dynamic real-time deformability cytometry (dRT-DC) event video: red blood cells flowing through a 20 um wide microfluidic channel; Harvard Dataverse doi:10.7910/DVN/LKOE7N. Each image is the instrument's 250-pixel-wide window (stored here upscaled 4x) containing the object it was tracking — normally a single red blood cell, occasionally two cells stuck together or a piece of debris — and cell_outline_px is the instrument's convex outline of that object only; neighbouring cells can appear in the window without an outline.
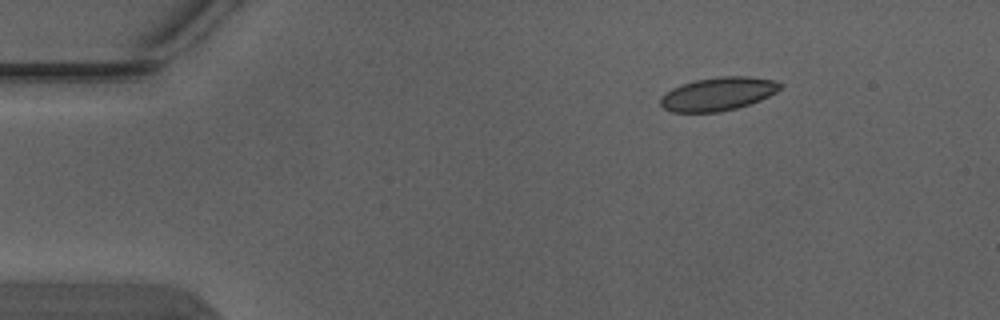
{"species": "Egyptian fruit bat (a non-hibernating species)", "species_latin": "Rousettus aegyptiacus", "temperature_condition": "warm", "stored_images_in_passage": 2, "camera_frame_rate_fps": 3000, "um_per_image_px": 0.085, "animal": {"sex": "male"}, "frame": {"image": 1, "passage_image": 1, "time_ms": 0.0, "image_size_px": [1000, 320], "cell_outline_px": [[784, 84], [776, 92], [760, 100], [736, 108], [720, 112], [672, 112], [664, 108], [660, 104], [660, 96], [664, 92], [680, 84], [696, 80], [720, 76], [748, 76], [776, 80]], "centroid_in_image_um": [61.02, 7.97], "position_along_channel_um": 24.0, "area_um2": 23.41}}